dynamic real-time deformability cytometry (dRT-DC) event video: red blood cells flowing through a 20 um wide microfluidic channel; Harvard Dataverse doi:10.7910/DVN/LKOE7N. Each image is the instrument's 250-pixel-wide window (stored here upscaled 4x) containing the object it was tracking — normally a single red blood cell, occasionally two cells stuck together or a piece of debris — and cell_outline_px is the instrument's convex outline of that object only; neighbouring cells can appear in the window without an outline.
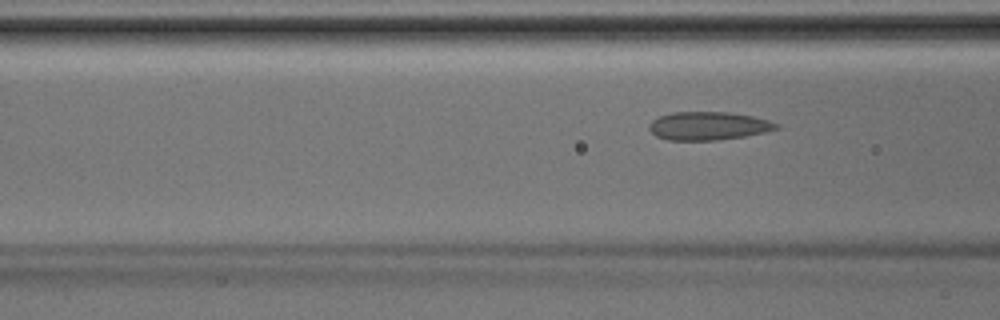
{"species": "Egyptian fruit bat (a non-hibernating species)", "species_latin": "Rousettus aegyptiacus", "temperature_condition": "room temperature", "stored_images_in_passage": 4, "camera_frame_rate_fps": 3000, "um_per_image_px": 0.085, "animal": {"sex": "male"}, "frame": {"image": 1, "passage_image": 4, "time_ms": 1.0, "image_size_px": [1000, 320], "cell_outline_px": [[780, 128], [764, 132], [744, 136], [716, 140], [668, 140], [656, 136], [648, 128], [648, 124], [652, 120], [660, 116], [672, 112], [728, 112], [752, 116], [768, 120], [780, 124]], "centroid_in_image_um": [60.2, 10.7], "position_along_channel_um": 106.4, "area_um2": 20.92}}